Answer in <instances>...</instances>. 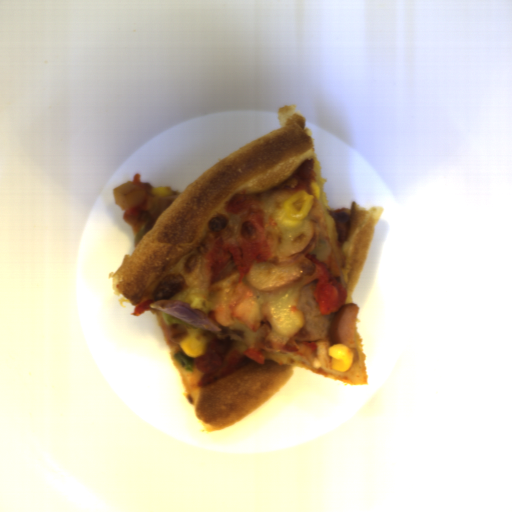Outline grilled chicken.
I'll return each instance as SVG.
<instances>
[{
    "label": "grilled chicken",
    "mask_w": 512,
    "mask_h": 512,
    "mask_svg": "<svg viewBox=\"0 0 512 512\" xmlns=\"http://www.w3.org/2000/svg\"><path fill=\"white\" fill-rule=\"evenodd\" d=\"M225 213L240 217L236 243H227L222 238L210 244L206 252L208 272L212 283L232 262L237 271L236 281L242 283L253 265L269 261L273 252L265 212L257 195L232 194Z\"/></svg>",
    "instance_id": "277b20a1"
},
{
    "label": "grilled chicken",
    "mask_w": 512,
    "mask_h": 512,
    "mask_svg": "<svg viewBox=\"0 0 512 512\" xmlns=\"http://www.w3.org/2000/svg\"><path fill=\"white\" fill-rule=\"evenodd\" d=\"M226 340L208 341L205 353L199 358H194L195 366L202 376L196 382V386L204 387L216 382L222 376H229L238 367L242 360V354L234 350L226 352Z\"/></svg>",
    "instance_id": "a9712176"
},
{
    "label": "grilled chicken",
    "mask_w": 512,
    "mask_h": 512,
    "mask_svg": "<svg viewBox=\"0 0 512 512\" xmlns=\"http://www.w3.org/2000/svg\"><path fill=\"white\" fill-rule=\"evenodd\" d=\"M132 182H136L139 185L144 186V188L147 192V195L141 204L125 210V214L135 216L142 211H149L150 209H152V207L154 205V198H153V191L150 190L152 188L151 185L140 182V173H134Z\"/></svg>",
    "instance_id": "7e0887df"
}]
</instances>
